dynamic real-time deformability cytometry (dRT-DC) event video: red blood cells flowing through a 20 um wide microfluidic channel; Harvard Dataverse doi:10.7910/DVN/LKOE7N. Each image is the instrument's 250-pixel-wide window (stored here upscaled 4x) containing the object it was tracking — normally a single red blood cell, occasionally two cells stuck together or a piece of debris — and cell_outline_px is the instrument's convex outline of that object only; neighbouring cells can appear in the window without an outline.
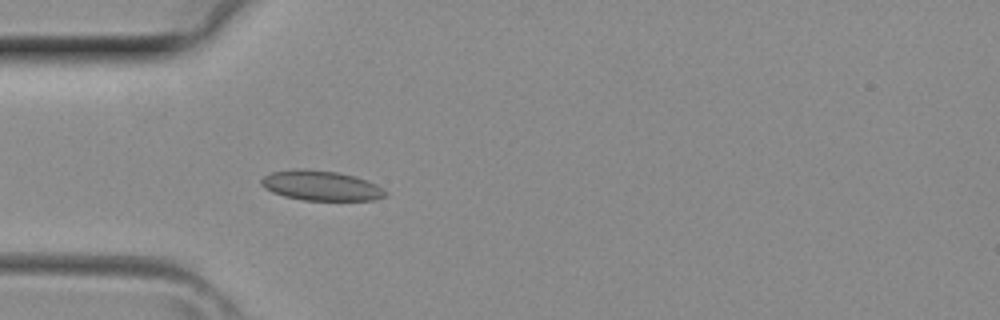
{"species": "common noctule bat (a hibernating species)", "species_latin": "Nyctalus noctula", "temperature_condition": "room temperature", "stored_images_in_passage": 3, "camera_frame_rate_fps": 3000, "um_per_image_px": 0.085, "animal": {"sex": "female", "body_mass_g": 29.2, "forearm_length_mm": 56.3}, "frame": {"image": 1, "passage_image": 3, "time_ms": 0.667, "image_size_px": [1000, 320], "cell_outline_px": [[388, 196], [372, 200], [304, 200], [284, 196], [272, 192], [264, 188], [260, 184], [260, 180], [264, 176], [272, 172], [292, 168], [308, 168], [336, 172], [352, 176], [376, 184], [388, 192]], "centroid_in_image_um": [27.25, 15.77], "position_along_channel_um": 57.8, "area_um2": 21.73}}